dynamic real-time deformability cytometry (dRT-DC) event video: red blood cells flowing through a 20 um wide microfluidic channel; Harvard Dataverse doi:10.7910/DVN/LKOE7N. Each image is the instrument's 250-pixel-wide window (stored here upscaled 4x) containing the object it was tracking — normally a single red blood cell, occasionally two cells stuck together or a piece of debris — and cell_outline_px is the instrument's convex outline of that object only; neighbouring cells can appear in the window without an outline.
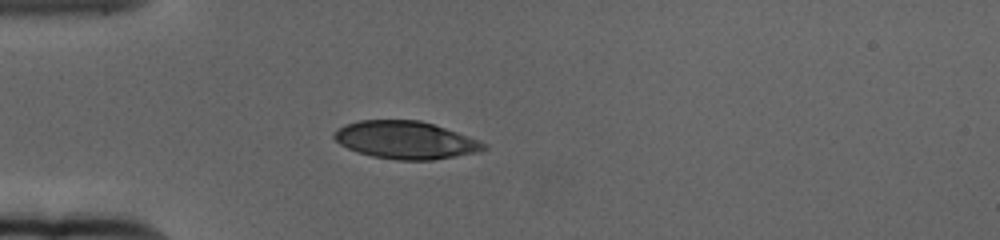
{"species": "human", "species_latin": "Homo sapiens", "temperature_condition": "cold", "stored_images_in_passage": 44, "camera_frame_rate_fps": 3000, "um_per_image_px": 0.085, "donor": {"sex": "female"}, "frame": {"image": 1, "passage_image": 1, "time_ms": 0.0, "image_size_px": [1000, 240], "cell_outline_px": [[488, 148], [476, 152], [456, 156], [432, 160], [396, 160], [372, 156], [356, 152], [340, 144], [332, 136], [332, 132], [344, 124], [360, 120], [420, 120], [468, 136], [488, 144]], "centroid_in_image_um": [34.44, 11.9], "position_along_channel_um": 50.6, "area_um2": 32.83}}
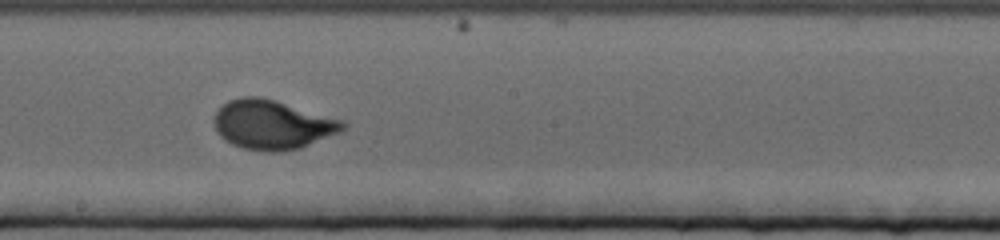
{"frame": {"image": 2, "passage_image": 18, "time_ms": 5.667, "image_size_px": [1000, 240], "cell_outline_px": [[348, 128], [340, 132], [300, 148], [280, 152], [264, 152], [244, 148], [232, 144], [224, 140], [216, 132], [212, 120], [216, 112], [228, 100], [240, 96], [260, 96], [276, 100], [344, 120], [348, 124]], "centroid_in_image_um": [23.15, 10.59], "position_along_channel_um": 225.0, "area_um2": 37.45}}
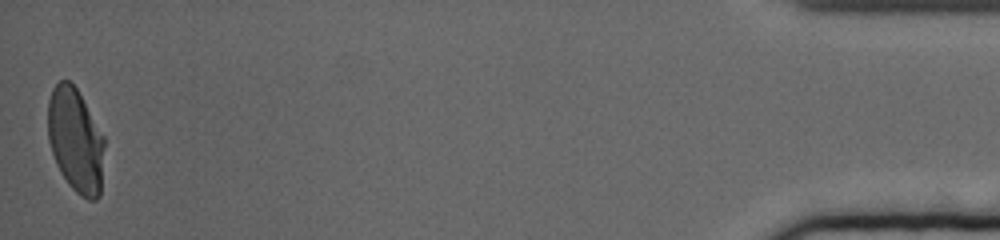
{"frame": {"image": 3, "passage_image": 44, "time_ms": 14.333, "image_size_px": [1000, 240], "cell_outline_px": [[104, 148], [100, 196], [96, 200], [88, 200], [80, 196], [68, 184], [60, 172], [56, 164], [48, 140], [48, 100], [52, 88], [60, 80], [68, 80], [76, 88], [104, 136]], "centroid_in_image_um": [6.42, 11.95], "position_along_channel_um": 428.8, "area_um2": 34.39}, "authors_computed_cell_mechanics": {"area_um2": 34.8245, "velocity_mm_per_s": 3.3401, "shape_relaxation_time_tau1_ms": 3.3873, "shape_relaxation_time_tau2_ms": null, "deformation_change_tau1": 0.1849, "deformation_change_tau2": null}}